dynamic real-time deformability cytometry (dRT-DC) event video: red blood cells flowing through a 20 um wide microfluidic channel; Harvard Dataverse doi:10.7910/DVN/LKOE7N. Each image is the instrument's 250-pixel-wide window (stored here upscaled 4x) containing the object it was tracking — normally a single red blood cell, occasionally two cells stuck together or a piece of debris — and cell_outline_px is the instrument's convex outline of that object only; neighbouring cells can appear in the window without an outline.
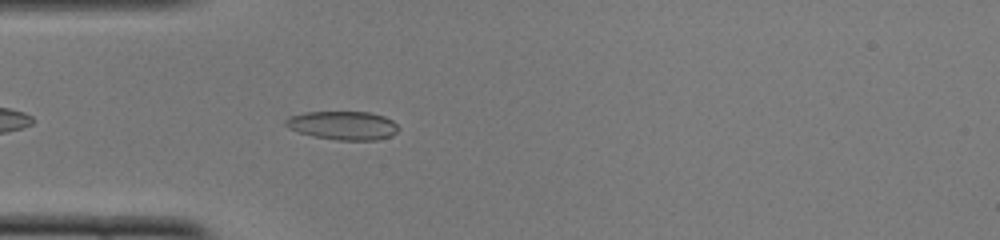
{"species": "common noctule bat (a hibernating species)", "species_latin": "Nyctalus noctula", "temperature_condition": "cold", "stored_images_in_passage": 39, "camera_frame_rate_fps": 3000, "um_per_image_px": 0.085, "animal": {"sex": "female", "body_mass_g": 22.0, "forearm_length_mm": 56.7}, "frame": {"image": 1, "passage_image": 4, "time_ms": 1.0, "image_size_px": [1000, 240], "cell_outline_px": [[400, 128], [392, 136], [376, 140], [336, 140], [312, 136], [288, 128], [284, 124], [284, 120], [288, 116], [304, 112], [368, 112], [384, 116], [392, 120]], "centroid_in_image_um": [29.13, 10.66], "position_along_channel_um": 55.9, "area_um2": 18.96}}
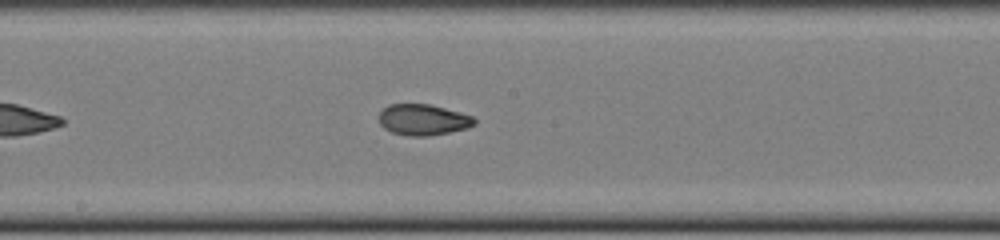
{"frame": {"image": 2, "passage_image": 16, "time_ms": 5.0, "image_size_px": [1000, 240], "cell_outline_px": [[476, 124], [468, 128], [428, 136], [408, 136], [392, 132], [384, 128], [380, 124], [380, 112], [388, 104], [428, 104], [460, 112], [472, 116], [476, 120]], "centroid_in_image_um": [35.97, 10.18], "position_along_channel_um": 212.2, "area_um2": 17.17}}
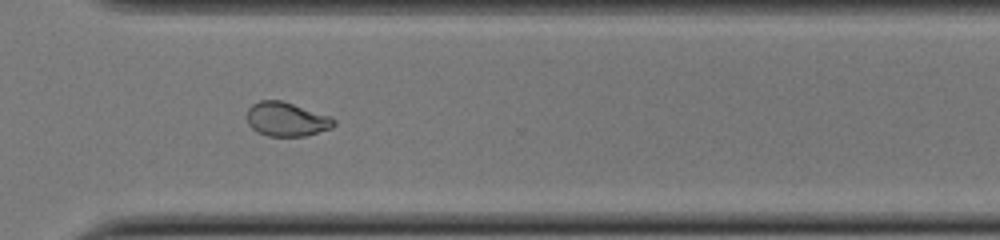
{"frame": {"image": 3, "passage_image": 26, "time_ms": 8.333, "image_size_px": [1000, 240], "cell_outline_px": [[336, 124], [332, 128], [308, 136], [268, 136], [252, 128], [248, 124], [248, 108], [252, 104], [260, 100], [280, 100], [332, 116], [336, 120]], "centroid_in_image_um": [24.41, 10.14], "position_along_channel_um": 346.2, "area_um2": 17.34}, "authors_computed_cell_mechanics": {"area_um2": 17.629, "velocity_mm_per_s": 4.0127, "shape_relaxation_time_tau1_ms": 9.0526, "shape_relaxation_time_tau2_ms": 0.9284, "deformation_change_tau1": 0.2646, "deformation_change_tau2": 0.0546}}